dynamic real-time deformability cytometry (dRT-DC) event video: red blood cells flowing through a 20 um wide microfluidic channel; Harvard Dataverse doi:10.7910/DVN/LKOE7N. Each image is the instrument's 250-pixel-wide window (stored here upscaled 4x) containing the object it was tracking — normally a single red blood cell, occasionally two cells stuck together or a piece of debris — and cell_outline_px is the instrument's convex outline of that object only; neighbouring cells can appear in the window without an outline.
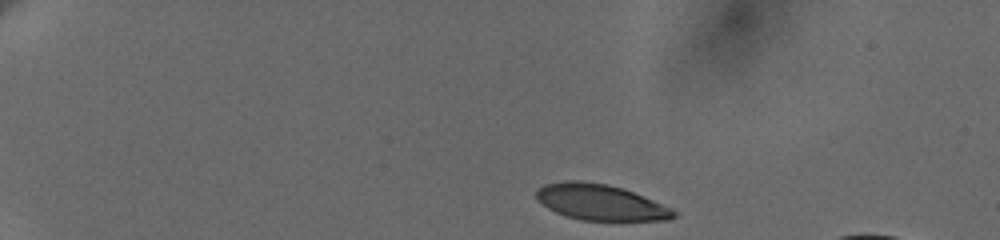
{"species": "human", "species_latin": "Homo sapiens", "temperature_condition": "cold", "stored_images_in_passage": 10, "camera_frame_rate_fps": 3000, "um_per_image_px": 0.085, "donor": {"sex": "female"}, "frame": {"image": 1, "passage_image": 1, "time_ms": 0.0, "image_size_px": [1000, 240], "cell_outline_px": [[676, 216], [668, 220], [580, 220], [556, 212], [548, 208], [536, 196], [536, 188], [544, 184], [564, 180], [580, 180], [608, 184], [624, 188], [672, 208], [676, 212]], "centroid_in_image_um": [51.03, 17.17], "position_along_channel_um": 34.0, "area_um2": 28.67}}
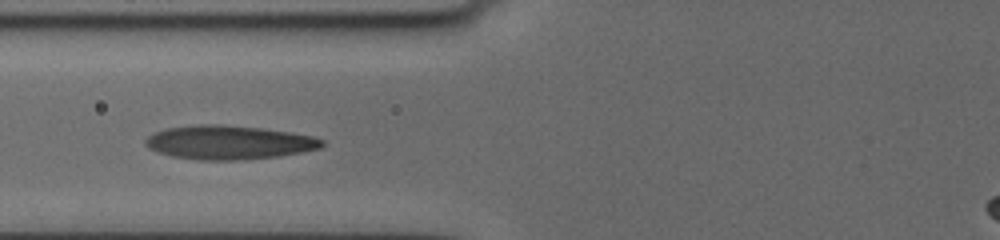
{"frame": {"image": 2, "passage_image": 7, "time_ms": 4.667, "image_size_px": [1000, 240], "cell_outline_px": [[324, 144], [320, 148], [304, 152], [280, 156], [244, 160], [200, 160], [172, 156], [156, 152], [148, 148], [144, 144], [144, 140], [148, 136], [156, 132], [168, 128], [196, 124], [220, 124], [264, 128], [312, 136], [324, 140]], "centroid_in_image_um": [19.45, 12.11], "position_along_channel_um": 106.3, "area_um2": 35.08}}
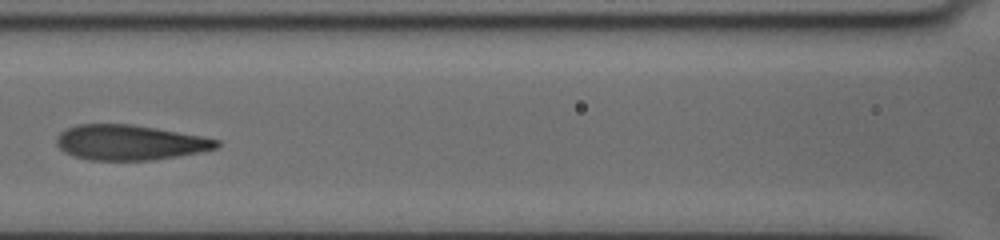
{"frame": {"image": 3, "passage_image": 9, "time_ms": 6.0, "image_size_px": [1000, 240], "cell_outline_px": [[220, 144], [216, 148], [200, 152], [152, 160], [88, 160], [72, 156], [64, 152], [56, 144], [56, 136], [60, 132], [76, 124], [132, 124], [204, 136], [220, 140]], "centroid_in_image_um": [11.01, 12.11], "position_along_channel_um": 155.6, "area_um2": 32.95}}